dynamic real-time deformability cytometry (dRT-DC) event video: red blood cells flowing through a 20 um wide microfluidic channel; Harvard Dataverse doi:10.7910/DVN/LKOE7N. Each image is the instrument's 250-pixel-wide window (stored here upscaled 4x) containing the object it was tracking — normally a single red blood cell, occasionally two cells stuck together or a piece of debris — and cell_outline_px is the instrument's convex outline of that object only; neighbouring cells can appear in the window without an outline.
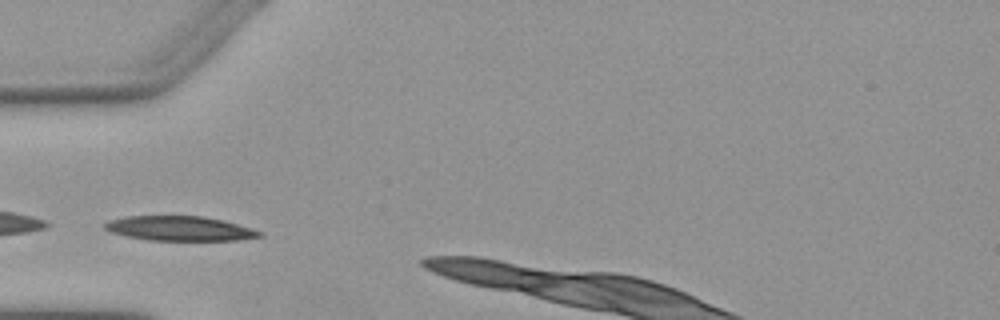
{"species": "Egyptian fruit bat (a non-hibernating species)", "species_latin": "Rousettus aegyptiacus", "temperature_condition": "warm", "stored_images_in_passage": 3, "camera_frame_rate_fps": 3000, "um_per_image_px": 0.085, "animal": {"sex": "female"}, "frame": {"image": 1, "passage_image": 2, "time_ms": 1.0, "image_size_px": [1000, 320], "cell_outline_px": [[264, 236], [236, 240], [148, 240], [128, 236], [112, 232], [104, 228], [104, 224], [108, 220], [128, 216], [204, 216], [224, 220], [252, 228], [264, 232]], "centroid_in_image_um": [15.32, 19.41], "position_along_channel_um": 69.7, "area_um2": 22.2}}